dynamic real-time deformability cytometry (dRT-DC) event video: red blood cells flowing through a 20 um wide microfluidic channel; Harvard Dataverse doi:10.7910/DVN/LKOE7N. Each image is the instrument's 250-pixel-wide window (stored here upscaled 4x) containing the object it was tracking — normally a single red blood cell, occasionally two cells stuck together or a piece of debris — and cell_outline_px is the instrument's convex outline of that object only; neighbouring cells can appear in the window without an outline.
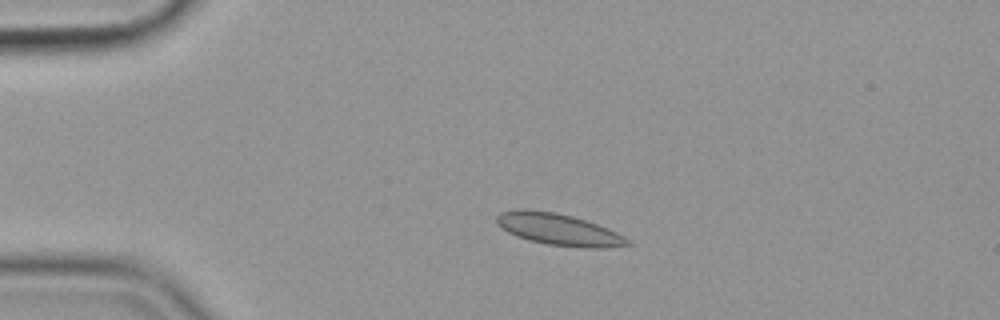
{"species": "common noctule bat (a hibernating species)", "species_latin": "Nyctalus noctula", "temperature_condition": "cold", "stored_images_in_passage": 45, "camera_frame_rate_fps": 3000, "um_per_image_px": 0.085, "animal": {"sex": "female", "body_mass_g": 19.9}, "frame": {"image": 1, "passage_image": 1, "time_ms": 0.0, "image_size_px": [1000, 320], "cell_outline_px": [[632, 244], [608, 248], [584, 248], [548, 244], [528, 240], [516, 236], [500, 228], [496, 224], [496, 216], [500, 212], [520, 208], [524, 208], [556, 212], [572, 216], [608, 228], [624, 236]], "centroid_in_image_um": [47.44, 19.49], "position_along_channel_um": 37.6, "area_um2": 24.33}}
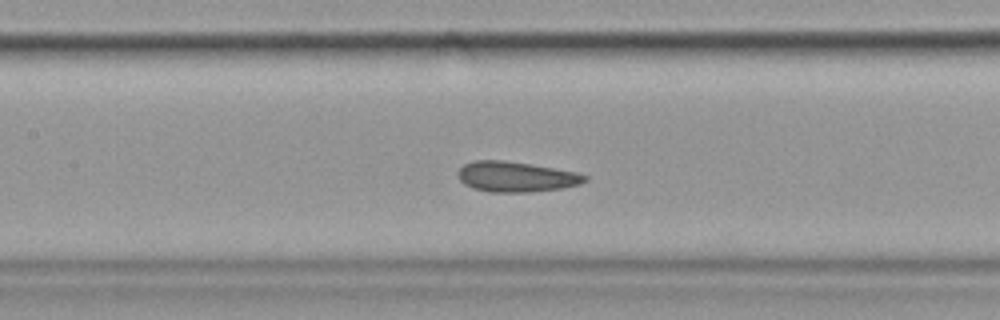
{"frame": {"image": 2, "passage_image": 15, "time_ms": 4.667, "image_size_px": [1000, 320], "cell_outline_px": [[588, 180], [580, 184], [560, 188], [528, 192], [488, 192], [472, 188], [464, 184], [460, 180], [456, 172], [464, 164], [476, 160], [504, 160], [532, 164], [576, 172], [588, 176]], "centroid_in_image_um": [43.84, 15.02], "position_along_channel_um": 163.6, "area_um2": 22.48}}
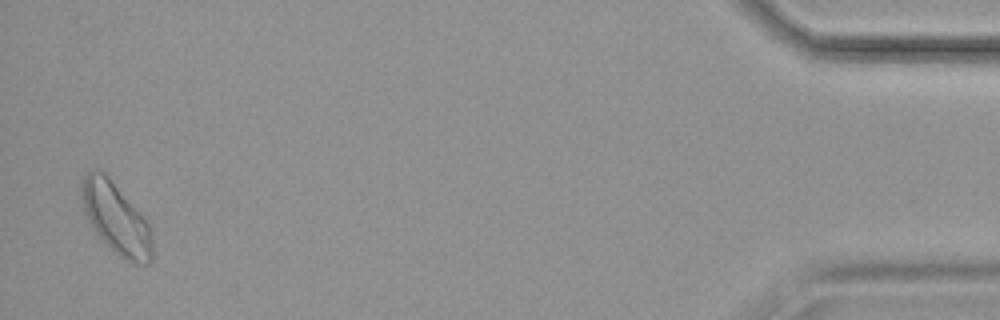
{"frame": {"image": 3, "passage_image": 44, "time_ms": 14.333, "image_size_px": [1000, 320], "cell_outline_px": [[152, 264], [132, 264], [124, 260], [112, 252], [92, 228], [84, 212], [80, 196], [80, 180], [88, 172], [104, 172], [108, 176], [140, 212], [152, 228]], "centroid_in_image_um": [9.87, 18.62], "position_along_channel_um": 425.3, "area_um2": 29.77}, "authors_computed_cell_mechanics": {"area_um2": 23.2356, "velocity_mm_per_s": 3.546, "shape_relaxation_time_tau1_ms": null, "shape_relaxation_time_tau2_ms": 2.2247, "deformation_change_tau1": null, "deformation_change_tau2": 0.0565}}